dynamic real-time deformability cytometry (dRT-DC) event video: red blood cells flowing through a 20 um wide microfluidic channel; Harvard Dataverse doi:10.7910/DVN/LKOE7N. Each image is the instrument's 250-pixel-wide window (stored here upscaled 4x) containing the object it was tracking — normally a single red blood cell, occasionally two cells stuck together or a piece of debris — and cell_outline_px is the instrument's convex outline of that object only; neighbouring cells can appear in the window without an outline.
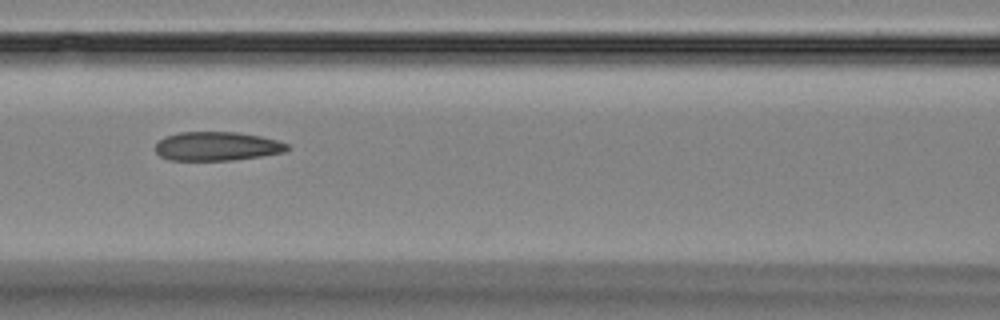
{"species": "Egyptian fruit bat (a non-hibernating species)", "species_latin": "Rousettus aegyptiacus", "temperature_condition": "room temperature", "stored_images_in_passage": 8, "camera_frame_rate_fps": 3000, "um_per_image_px": 0.085, "animal": {"sex": "female"}, "frame": {"image": 1, "passage_image": 6, "time_ms": 6.0, "image_size_px": [1000, 320], "cell_outline_px": [[288, 148], [284, 152], [260, 156], [232, 160], [168, 160], [160, 156], [156, 152], [156, 144], [164, 136], [180, 132], [236, 132], [260, 136], [276, 140], [288, 144]], "centroid_in_image_um": [18.41, 12.43], "position_along_channel_um": 148.2, "area_um2": 22.08}}
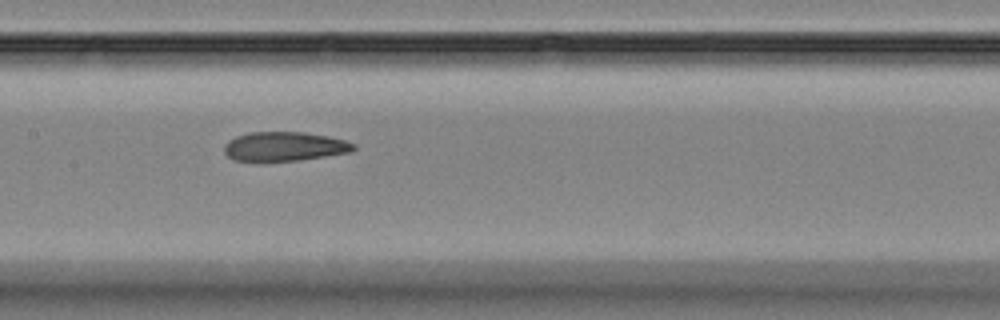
{"frame": {"image": 2, "passage_image": 7, "time_ms": 7.0, "image_size_px": [1000, 320], "cell_outline_px": [[356, 148], [348, 152], [300, 160], [236, 160], [228, 156], [224, 152], [224, 144], [228, 140], [236, 136], [248, 132], [304, 132], [328, 136], [344, 140], [356, 144]], "centroid_in_image_um": [24.16, 12.43], "position_along_channel_um": 183.2, "area_um2": 21.73}}
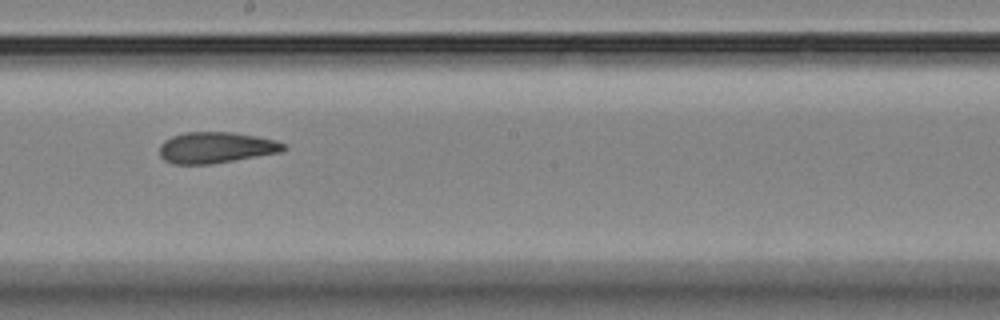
{"frame": {"image": 3, "passage_image": 8, "time_ms": 8.333, "image_size_px": [1000, 320], "cell_outline_px": [[288, 148], [280, 152], [208, 164], [172, 164], [164, 160], [160, 156], [160, 144], [164, 140], [172, 136], [184, 132], [232, 132], [256, 136], [276, 140], [284, 144]], "centroid_in_image_um": [18.32, 12.53], "position_along_channel_um": 229.9, "area_um2": 22.37}}